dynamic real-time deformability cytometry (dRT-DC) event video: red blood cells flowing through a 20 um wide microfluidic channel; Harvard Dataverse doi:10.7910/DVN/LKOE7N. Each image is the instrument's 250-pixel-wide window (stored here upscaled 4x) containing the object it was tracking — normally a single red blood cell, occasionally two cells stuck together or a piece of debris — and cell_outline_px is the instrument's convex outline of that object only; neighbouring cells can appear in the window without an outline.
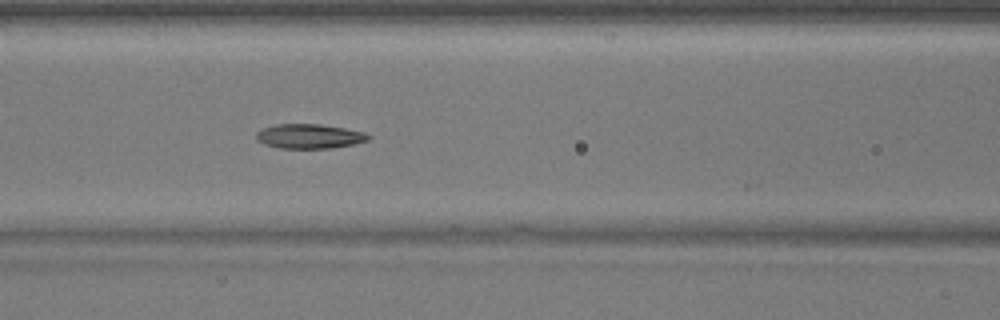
{"species": "common noctule bat (a hibernating species)", "species_latin": "Nyctalus noctula", "temperature_condition": "warm", "stored_images_in_passage": 26, "camera_frame_rate_fps": 3000, "um_per_image_px": 0.085, "animal": {"sex": "male", "body_mass_g": 17.9}, "frame": {"image": 1, "passage_image": 22, "time_ms": 7.0, "image_size_px": [1000, 320], "cell_outline_px": [[372, 136], [368, 140], [352, 144], [332, 148], [280, 148], [264, 144], [256, 140], [256, 132], [264, 128], [276, 124], [320, 124], [344, 128], [364, 132]], "centroid_in_image_um": [26.28, 11.58], "position_along_channel_um": 140.3, "area_um2": 15.95}}